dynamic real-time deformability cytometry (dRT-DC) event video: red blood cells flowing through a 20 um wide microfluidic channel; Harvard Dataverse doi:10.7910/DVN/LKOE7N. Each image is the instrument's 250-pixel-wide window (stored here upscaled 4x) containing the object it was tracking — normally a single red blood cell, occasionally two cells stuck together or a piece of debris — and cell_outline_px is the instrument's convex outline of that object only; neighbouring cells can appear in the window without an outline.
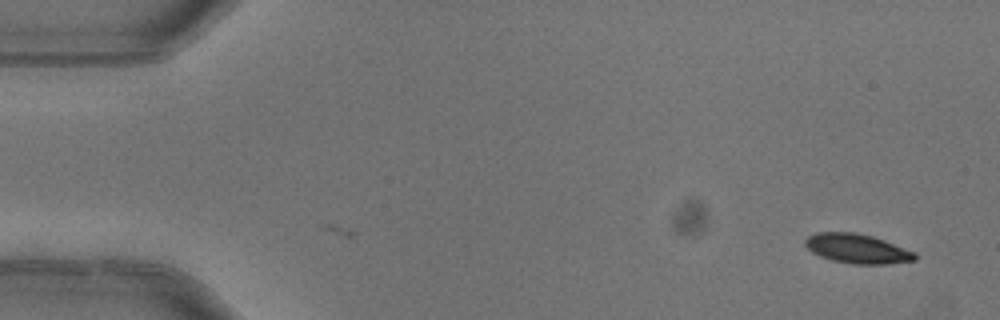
{"species": "common noctule bat (a hibernating species)", "species_latin": "Nyctalus noctula", "temperature_condition": "warm", "stored_images_in_passage": 2, "camera_frame_rate_fps": 3000, "um_per_image_px": 0.085, "animal": {"sex": "female"}, "frame": {"image": 1, "passage_image": 2, "time_ms": 0.333, "image_size_px": [1000, 320], "cell_outline_px": [[916, 260], [888, 264], [852, 264], [832, 260], [820, 256], [812, 252], [804, 244], [804, 240], [808, 236], [816, 232], [856, 232], [872, 236], [884, 240], [916, 252]], "centroid_in_image_um": [72.86, 21.13], "position_along_channel_um": 12.1, "area_um2": 18.9}}